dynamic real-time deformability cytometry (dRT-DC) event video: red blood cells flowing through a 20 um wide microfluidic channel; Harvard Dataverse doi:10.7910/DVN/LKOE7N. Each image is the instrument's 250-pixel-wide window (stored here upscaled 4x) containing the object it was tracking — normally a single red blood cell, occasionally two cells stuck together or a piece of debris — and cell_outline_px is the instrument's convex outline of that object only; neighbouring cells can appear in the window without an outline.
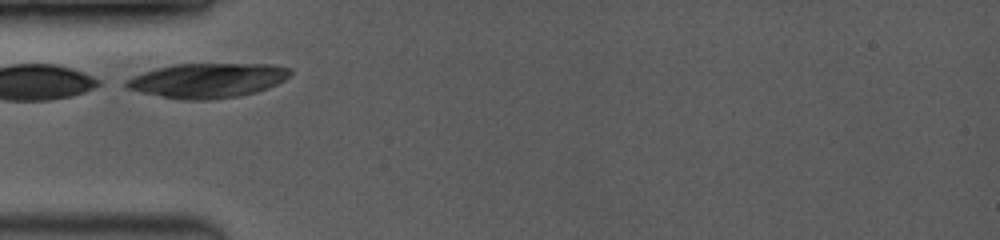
{"species": "common noctule bat (a hibernating species)", "species_latin": "Nyctalus noctula", "temperature_condition": "room temperature", "stored_images_in_passage": 20, "camera_frame_rate_fps": 3500, "um_per_image_px": 0.085, "animal": {"sex": "female", "body_mass_g": 19.0, "forearm_length_mm": 53.3}, "frame": {"image": 1, "passage_image": 1, "time_ms": 0.0, "image_size_px": [1000, 240], "cell_outline_px": [[292, 72], [284, 80], [268, 88], [256, 92], [236, 96], [208, 100], [184, 100], [140, 92], [124, 88], [124, 80], [144, 72], [156, 68], [176, 64], [272, 64], [292, 68]], "centroid_in_image_um": [17.63, 6.83], "position_along_channel_um": 67.4, "area_um2": 33.06}}